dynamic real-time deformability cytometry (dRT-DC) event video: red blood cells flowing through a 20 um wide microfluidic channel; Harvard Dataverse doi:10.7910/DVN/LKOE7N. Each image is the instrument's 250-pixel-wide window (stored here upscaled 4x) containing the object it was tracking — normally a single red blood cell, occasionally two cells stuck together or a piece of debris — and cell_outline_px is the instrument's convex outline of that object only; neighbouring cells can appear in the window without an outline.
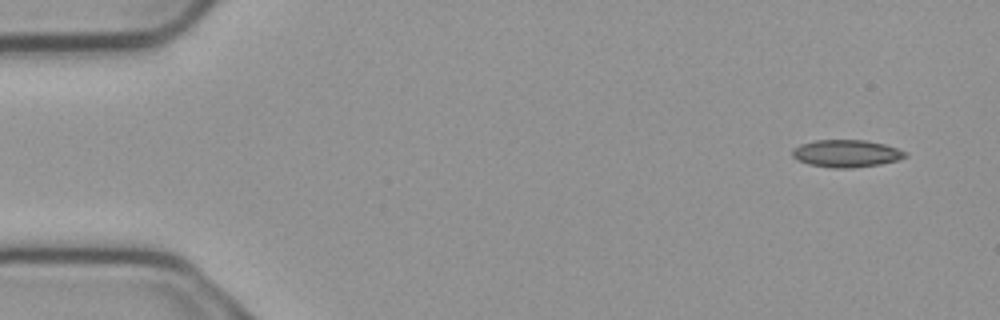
{"species": "common noctule bat (a hibernating species)", "species_latin": "Nyctalus noctula", "temperature_condition": "cold", "stored_images_in_passage": 8, "camera_frame_rate_fps": 3000, "um_per_image_px": 0.085, "animal": {"sex": "male", "body_mass_g": 23.1, "forearm_length_mm": 52.7}, "frame": {"image": 1, "passage_image": 1, "time_ms": 0.0, "image_size_px": [1000, 320], "cell_outline_px": [[908, 156], [896, 160], [880, 164], [852, 168], [832, 168], [808, 164], [796, 160], [792, 156], [792, 148], [800, 144], [816, 140], [864, 140], [884, 144], [908, 152]], "centroid_in_image_um": [71.91, 13.05], "position_along_channel_um": 13.1, "area_um2": 18.09}}
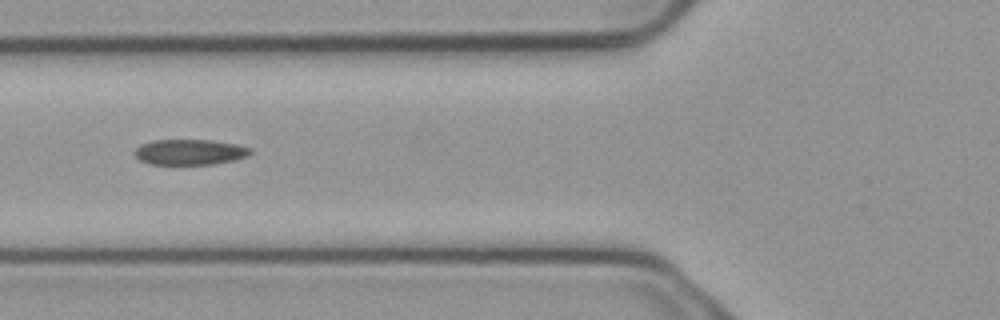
{"frame": {"image": 2, "passage_image": 5, "time_ms": 1.333, "image_size_px": [1000, 320], "cell_outline_px": [[252, 152], [248, 156], [236, 160], [212, 164], [148, 164], [140, 160], [132, 152], [140, 144], [152, 140], [212, 140], [236, 144], [252, 148]], "centroid_in_image_um": [16.13, 12.92], "position_along_channel_um": 109.7, "area_um2": 17.4}}
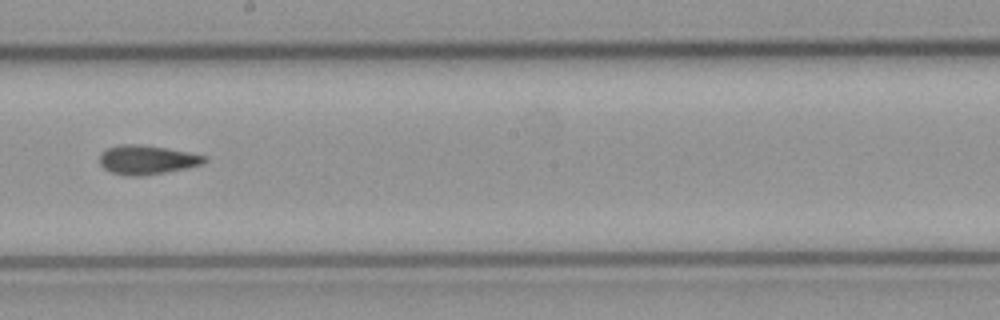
{"frame": {"image": 3, "passage_image": 8, "time_ms": 2.333, "image_size_px": [1000, 320], "cell_outline_px": [[208, 160], [204, 164], [144, 176], [124, 176], [112, 172], [104, 168], [100, 164], [100, 152], [108, 148], [120, 144], [140, 144], [188, 152], [208, 156]], "centroid_in_image_um": [12.49, 13.58], "position_along_channel_um": 235.7, "area_um2": 17.8}}